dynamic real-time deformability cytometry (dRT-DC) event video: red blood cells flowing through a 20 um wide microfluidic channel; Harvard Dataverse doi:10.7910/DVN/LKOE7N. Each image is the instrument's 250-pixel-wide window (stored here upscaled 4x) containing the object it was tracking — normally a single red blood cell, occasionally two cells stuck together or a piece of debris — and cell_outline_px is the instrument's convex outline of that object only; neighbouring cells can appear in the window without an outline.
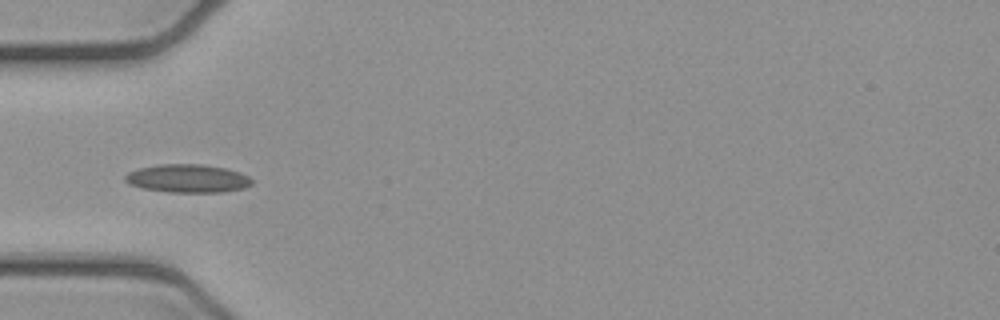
{"species": "common noctule bat (a hibernating species)", "species_latin": "Nyctalus noctula", "temperature_condition": "cold", "stored_images_in_passage": 5, "camera_frame_rate_fps": 3000, "um_per_image_px": 0.085, "animal": {"sex": "female", "body_mass_g": 21.9}, "frame": {"image": 1, "passage_image": 4, "time_ms": 1.0, "image_size_px": [1000, 320], "cell_outline_px": [[252, 184], [244, 188], [224, 192], [168, 192], [140, 188], [128, 184], [124, 180], [124, 176], [128, 172], [140, 168], [160, 164], [200, 164], [224, 168], [240, 172], [248, 176], [252, 180]], "centroid_in_image_um": [15.93, 15.17], "position_along_channel_um": 69.1, "area_um2": 20.92}}
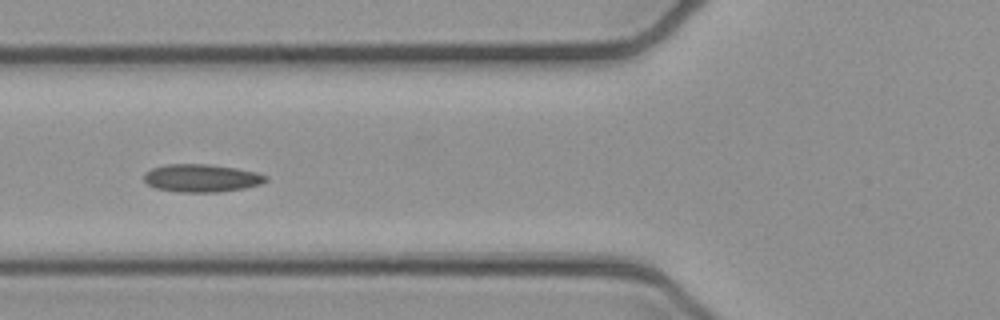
{"frame": {"image": 2, "passage_image": 5, "time_ms": 1.333, "image_size_px": [1000, 320], "cell_outline_px": [[268, 180], [260, 184], [244, 188], [220, 192], [176, 192], [156, 188], [148, 184], [144, 180], [144, 172], [152, 168], [164, 164], [208, 164], [236, 168], [256, 172], [268, 176]], "centroid_in_image_um": [17.12, 15.13], "position_along_channel_um": 108.7, "area_um2": 19.88}}